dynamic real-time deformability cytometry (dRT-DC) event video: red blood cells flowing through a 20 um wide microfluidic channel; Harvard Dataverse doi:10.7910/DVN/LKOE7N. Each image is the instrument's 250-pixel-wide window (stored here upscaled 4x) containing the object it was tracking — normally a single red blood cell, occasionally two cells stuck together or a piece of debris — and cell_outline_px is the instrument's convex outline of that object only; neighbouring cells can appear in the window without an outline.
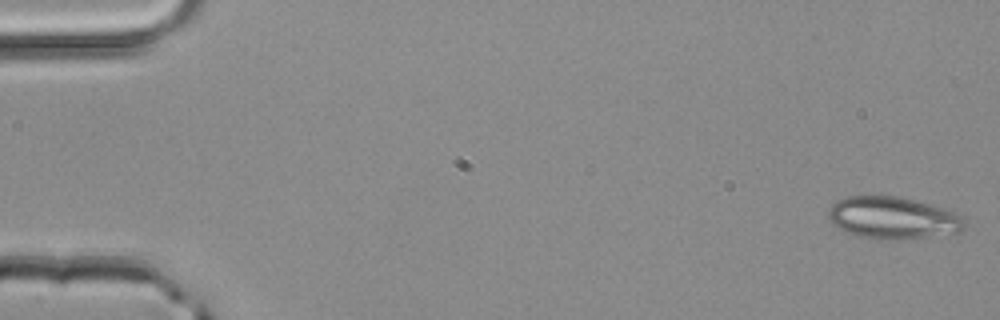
{"species": "common noctule bat (a hibernating species)", "species_latin": "Nyctalus noctula", "temperature_condition": "room temperature", "stored_images_in_passage": 4, "camera_frame_rate_fps": 3000, "um_per_image_px": 0.085, "animal": {"sex": "male", "body_mass_g": 20.4}, "frame": {"image": 1, "passage_image": 1, "time_ms": 0.0, "image_size_px": [1000, 320], "cell_outline_px": [[964, 228], [960, 232], [896, 240], [876, 240], [856, 236], [832, 224], [828, 220], [828, 212], [832, 204], [836, 200], [844, 196], [900, 196], [944, 208], [956, 212], [964, 216]], "centroid_in_image_um": [75.87, 18.52], "position_along_channel_um": 9.1, "area_um2": 33.76}}